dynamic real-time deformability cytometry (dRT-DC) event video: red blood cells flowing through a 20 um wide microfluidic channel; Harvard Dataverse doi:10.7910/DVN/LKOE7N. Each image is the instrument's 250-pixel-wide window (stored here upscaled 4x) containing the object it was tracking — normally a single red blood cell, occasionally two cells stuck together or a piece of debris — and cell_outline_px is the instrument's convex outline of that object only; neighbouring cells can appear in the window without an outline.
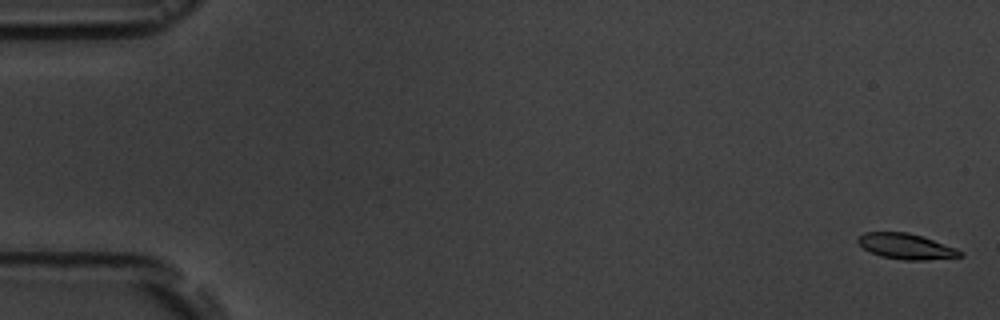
{"species": "common noctule bat (a hibernating species)", "species_latin": "Nyctalus noctula", "temperature_condition": "room temperature", "stored_images_in_passage": 4, "camera_frame_rate_fps": 3000, "um_per_image_px": 0.085, "animal": {"sex": "male", "body_mass_g": 19.5, "forearm_length_mm": 54.6}, "frame": {"image": 1, "passage_image": 1, "time_ms": 0.0, "image_size_px": [1000, 320], "cell_outline_px": [[964, 256], [924, 260], [904, 260], [880, 256], [864, 248], [856, 240], [864, 232], [908, 232], [956, 248], [964, 252]], "centroid_in_image_um": [77.03, 20.94], "position_along_channel_um": 8.0, "area_um2": 15.03}}
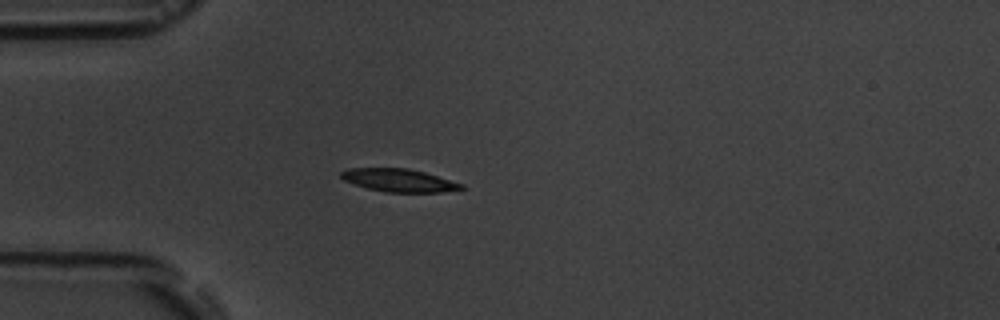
{"frame": {"image": 2, "passage_image": 4, "time_ms": 5.0, "image_size_px": [1000, 320], "cell_outline_px": [[468, 188], [440, 192], [384, 192], [368, 188], [344, 180], [340, 176], [340, 172], [348, 168], [408, 168], [424, 172], [464, 184]], "centroid_in_image_um": [33.93, 15.32], "position_along_channel_um": 51.1, "area_um2": 16.01}}